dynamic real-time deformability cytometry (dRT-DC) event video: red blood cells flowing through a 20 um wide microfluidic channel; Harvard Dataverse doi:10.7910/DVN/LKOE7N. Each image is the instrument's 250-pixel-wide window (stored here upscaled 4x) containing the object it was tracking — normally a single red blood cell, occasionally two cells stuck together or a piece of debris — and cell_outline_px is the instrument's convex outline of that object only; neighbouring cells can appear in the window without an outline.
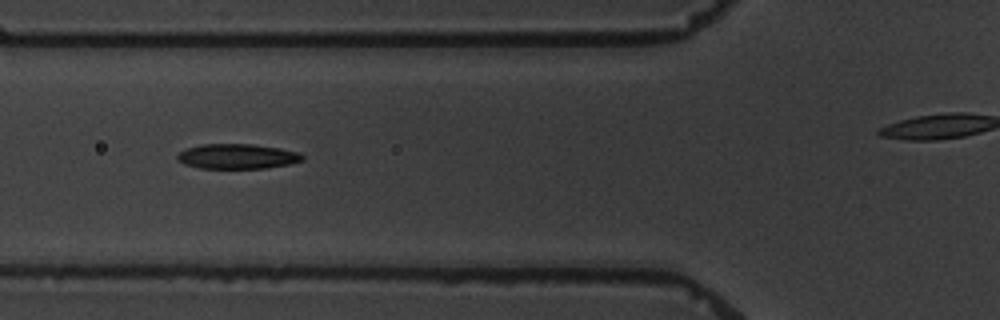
{"species": "common noctule bat (a hibernating species)", "species_latin": "Nyctalus noctula", "temperature_condition": "warm", "stored_images_in_passage": 8, "segment_of_instrument_passage": [1, 2], "camera_frame_rate_fps": 3000, "um_per_image_px": 0.085, "animal": {"sex": "male", "body_mass_g": 19.5, "forearm_length_mm": 54.6}, "frame": {"image": 1, "passage_image": 6, "time_ms": 6.0, "image_size_px": [1000, 320], "cell_outline_px": [[304, 160], [288, 164], [264, 168], [200, 168], [184, 164], [176, 160], [176, 156], [184, 148], [200, 144], [252, 144], [280, 148], [300, 152], [304, 156]], "centroid_in_image_um": [20.14, 13.28], "position_along_channel_um": 105.7, "area_um2": 18.32}}
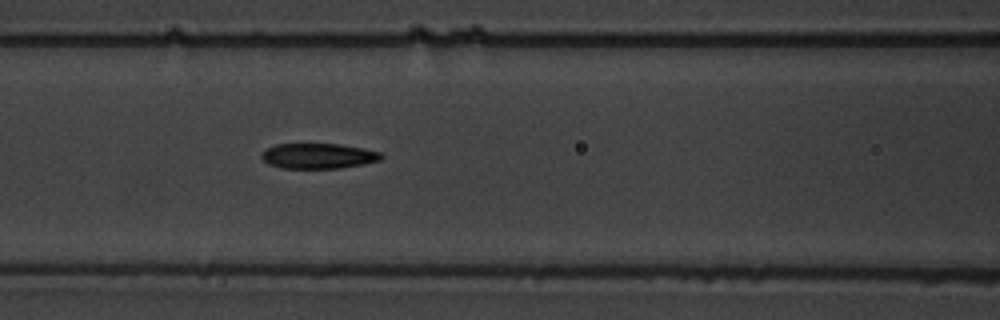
{"frame": {"image": 2, "passage_image": 7, "time_ms": 7.0, "image_size_px": [1000, 320], "cell_outline_px": [[384, 156], [380, 160], [364, 164], [340, 168], [280, 168], [268, 164], [260, 156], [268, 148], [276, 144], [340, 144], [364, 148], [380, 152]], "centroid_in_image_um": [27.08, 13.26], "position_along_channel_um": 139.5, "area_um2": 17.63}}